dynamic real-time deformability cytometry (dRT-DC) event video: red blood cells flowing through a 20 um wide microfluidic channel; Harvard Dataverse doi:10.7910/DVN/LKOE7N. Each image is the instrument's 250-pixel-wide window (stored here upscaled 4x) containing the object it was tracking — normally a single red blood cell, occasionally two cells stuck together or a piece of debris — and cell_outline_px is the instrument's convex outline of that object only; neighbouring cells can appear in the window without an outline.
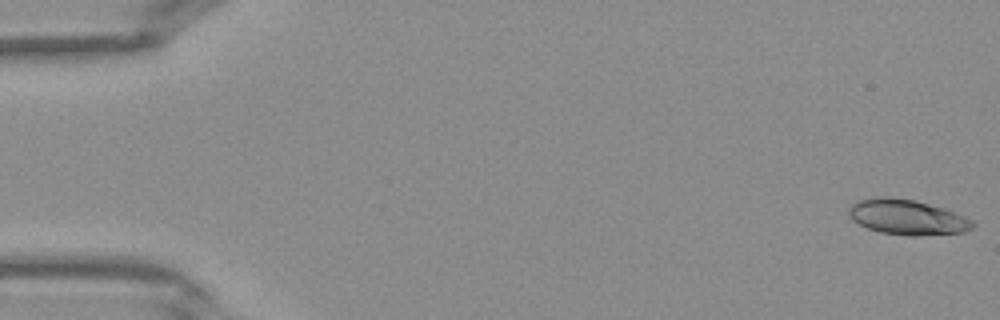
{"species": "Egyptian fruit bat (a non-hibernating species)", "species_latin": "Rousettus aegyptiacus", "temperature_condition": "warm", "stored_images_in_passage": 41, "camera_frame_rate_fps": 3000, "um_per_image_px": 0.085, "frame": {"image": 1, "passage_image": 1, "time_ms": 0.0, "image_size_px": [1000, 320], "cell_outline_px": [[976, 224], [972, 228], [964, 232], [916, 236], [908, 236], [880, 232], [868, 228], [852, 220], [848, 216], [848, 208], [852, 204], [860, 200], [872, 196], [892, 196], [916, 200], [944, 208], [964, 216], [972, 220]], "centroid_in_image_um": [77.09, 18.44], "position_along_channel_um": 7.9, "area_um2": 25.72}}
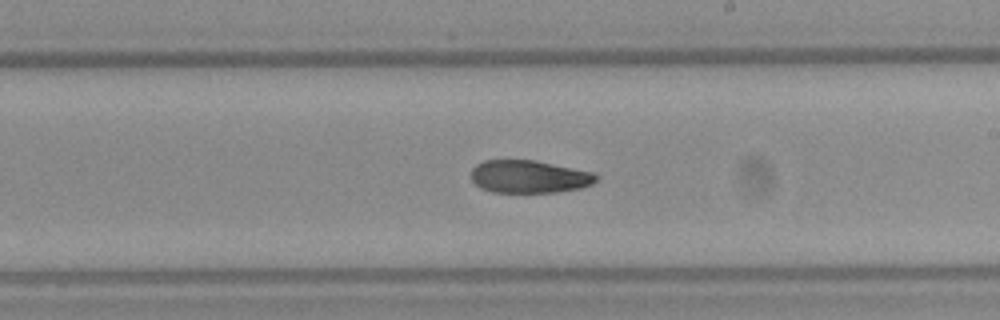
{"frame": {"image": 2, "passage_image": 24, "time_ms": 7.667, "image_size_px": [1000, 320], "cell_outline_px": [[600, 176], [592, 184], [580, 188], [556, 192], [492, 192], [480, 188], [472, 180], [472, 168], [476, 164], [484, 160], [536, 160], [596, 172]], "centroid_in_image_um": [45.01, 15.0], "position_along_channel_um": 244.0, "area_um2": 24.1}}
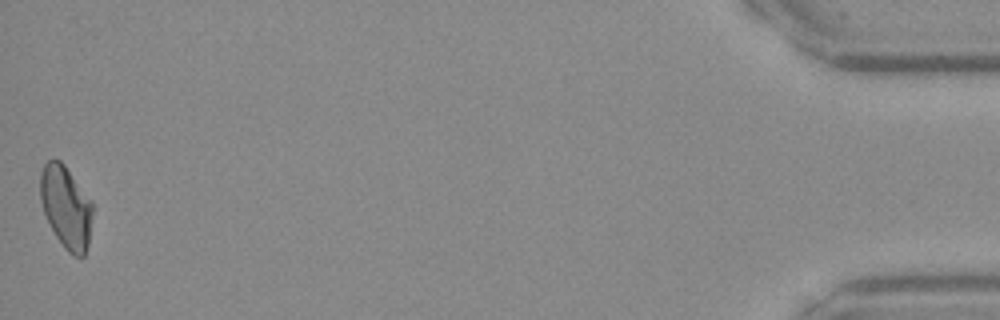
{"frame": {"image": 3, "passage_image": 41, "time_ms": 13.333, "image_size_px": [1000, 320], "cell_outline_px": [[92, 212], [88, 244], [84, 256], [72, 256], [64, 248], [56, 236], [44, 212], [40, 200], [40, 172], [44, 164], [48, 160], [60, 160], [64, 164], [92, 200]], "centroid_in_image_um": [5.61, 17.59], "position_along_channel_um": 429.6, "area_um2": 25.03}}